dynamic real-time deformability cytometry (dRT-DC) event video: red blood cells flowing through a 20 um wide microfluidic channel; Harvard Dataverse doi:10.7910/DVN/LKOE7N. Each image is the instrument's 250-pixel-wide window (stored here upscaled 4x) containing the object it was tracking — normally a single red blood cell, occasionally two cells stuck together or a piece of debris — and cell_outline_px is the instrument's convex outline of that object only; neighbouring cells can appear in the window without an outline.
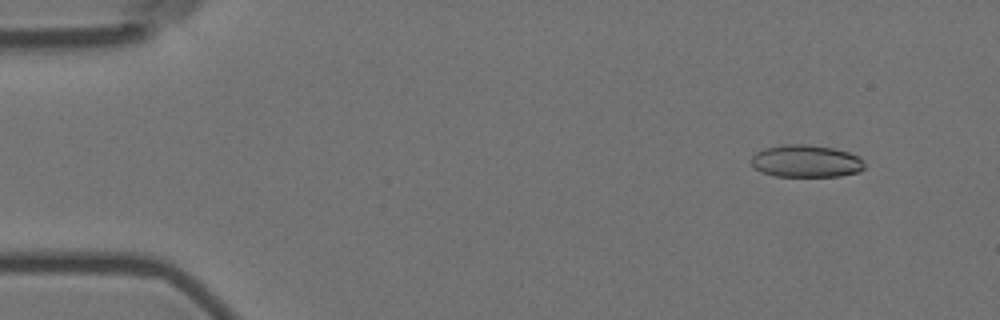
{"species": "Egyptian fruit bat (a non-hibernating species)", "species_latin": "Rousettus aegyptiacus", "temperature_condition": "room temperature", "stored_images_in_passage": 54, "camera_frame_rate_fps": 3000, "um_per_image_px": 0.085, "animal": {"sex": "female"}, "frame": {"image": 1, "passage_image": 3, "time_ms": 0.667, "image_size_px": [1000, 320], "cell_outline_px": [[864, 168], [860, 172], [840, 176], [776, 176], [760, 172], [752, 164], [752, 156], [756, 152], [764, 148], [784, 144], [808, 144], [832, 148], [848, 152], [860, 156], [864, 160]], "centroid_in_image_um": [68.54, 13.69], "position_along_channel_um": 16.5, "area_um2": 21.5}}
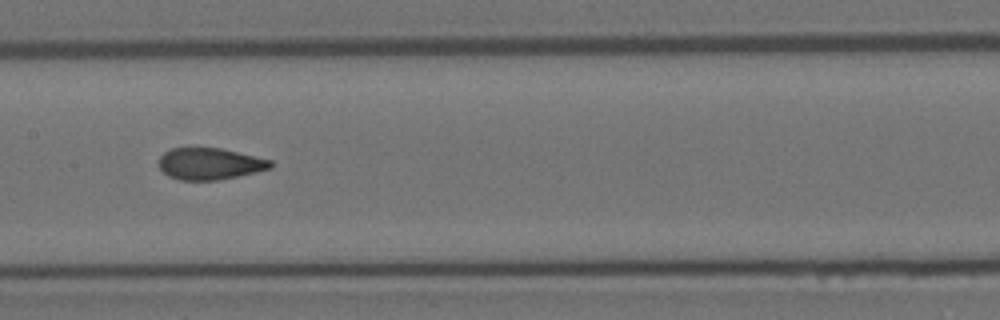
{"frame": {"image": 2, "passage_image": 26, "time_ms": 8.333, "image_size_px": [1000, 320], "cell_outline_px": [[272, 168], [256, 172], [216, 180], [180, 180], [168, 176], [160, 168], [160, 156], [164, 152], [172, 148], [220, 148], [272, 160]], "centroid_in_image_um": [17.83, 13.92], "position_along_channel_um": 189.6, "area_um2": 20.4}}
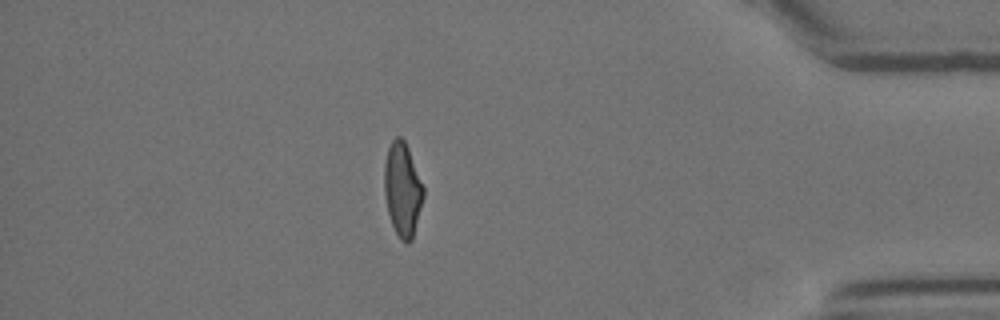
{"frame": {"image": 3, "passage_image": 47, "time_ms": 15.333, "image_size_px": [1000, 320], "cell_outline_px": [[424, 196], [412, 240], [408, 244], [400, 240], [392, 224], [388, 212], [384, 192], [384, 164], [388, 148], [392, 140], [396, 136], [400, 136], [404, 140], [408, 148], [424, 188]], "centroid_in_image_um": [34.21, 16.11], "position_along_channel_um": 401.0, "area_um2": 21.27}, "authors_computed_cell_mechanics": {"area_um2": 21.5883, "velocity_mm_per_s": 3.5872, "shape_relaxation_time_tau1_ms": 7.0313, "shape_relaxation_time_tau2_ms": 1.1881, "deformation_change_tau1": 0.1854, "deformation_change_tau2": 0.0705}}